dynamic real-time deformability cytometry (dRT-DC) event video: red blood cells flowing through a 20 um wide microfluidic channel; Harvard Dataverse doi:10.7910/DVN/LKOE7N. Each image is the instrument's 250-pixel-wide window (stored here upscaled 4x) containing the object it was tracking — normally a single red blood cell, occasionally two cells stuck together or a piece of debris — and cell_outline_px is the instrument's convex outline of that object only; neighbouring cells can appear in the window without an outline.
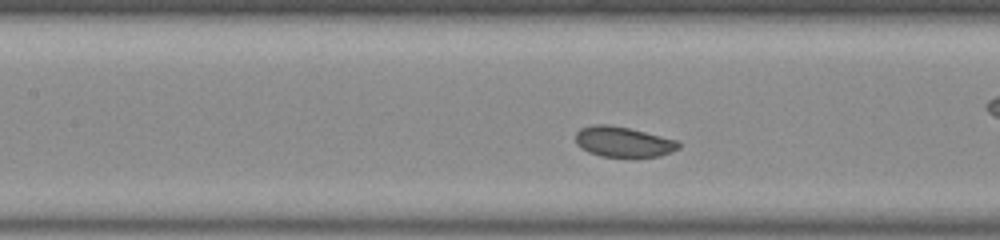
{"species": "common noctule bat (a hibernating species)", "species_latin": "Nyctalus noctula", "temperature_condition": "room temperature", "stored_images_in_passage": 42, "camera_frame_rate_fps": 3000, "um_per_image_px": 0.085, "animal": {"sex": "male", "body_mass_g": 20.0, "forearm_length_mm": 53.3}, "frame": {"image": 1, "passage_image": 19, "time_ms": 6.0, "image_size_px": [1000, 240], "cell_outline_px": [[680, 148], [672, 152], [660, 156], [600, 156], [588, 152], [580, 148], [576, 144], [576, 132], [580, 128], [596, 124], [608, 124], [628, 128], [676, 140], [680, 144]], "centroid_in_image_um": [52.94, 12.05], "position_along_channel_um": 154.5, "area_um2": 18.03}, "authors_computed_cell_mechanics": {"area_um2": 18.5827, "velocity_mm_per_s": 3.8031, "shape_relaxation_time_tau1_ms": null, "shape_relaxation_time_tau2_ms": 2.9758, "deformation_change_tau1": null, "deformation_change_tau2": 0.0899}}